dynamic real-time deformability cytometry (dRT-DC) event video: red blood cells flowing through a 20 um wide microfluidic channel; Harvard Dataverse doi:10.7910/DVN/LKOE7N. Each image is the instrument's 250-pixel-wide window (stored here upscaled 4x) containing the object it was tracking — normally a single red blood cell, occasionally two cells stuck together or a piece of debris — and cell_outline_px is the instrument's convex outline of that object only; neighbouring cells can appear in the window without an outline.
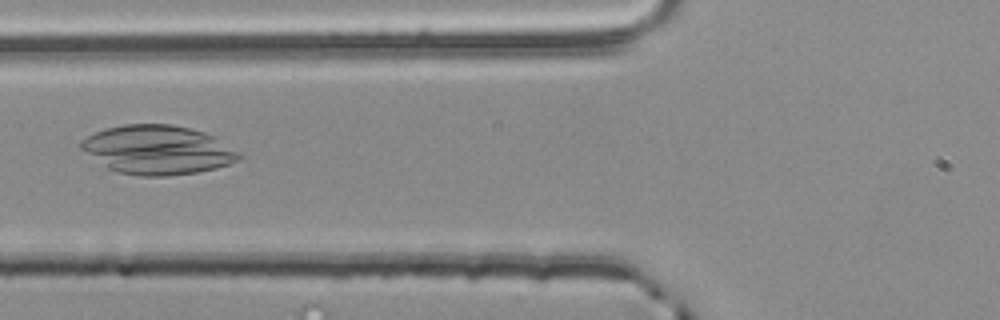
{"species": "common noctule bat (a hibernating species)", "species_latin": "Nyctalus noctula", "temperature_condition": "room temperature", "stored_images_in_passage": 55, "camera_frame_rate_fps": 3000, "um_per_image_px": 0.085, "animal": {"sex": "male", "body_mass_g": 20.4}, "frame": {"image": 1, "passage_image": 22, "time_ms": 7.0, "image_size_px": [1000, 320], "cell_outline_px": [[244, 156], [228, 164], [216, 168], [196, 172], [168, 176], [140, 176], [120, 172], [108, 168], [80, 148], [80, 140], [96, 132], [108, 128], [124, 124], [172, 124], [192, 128], [204, 132], [212, 136]], "centroid_in_image_um": [13.39, 12.73], "position_along_channel_um": 112.4, "area_um2": 44.56}}
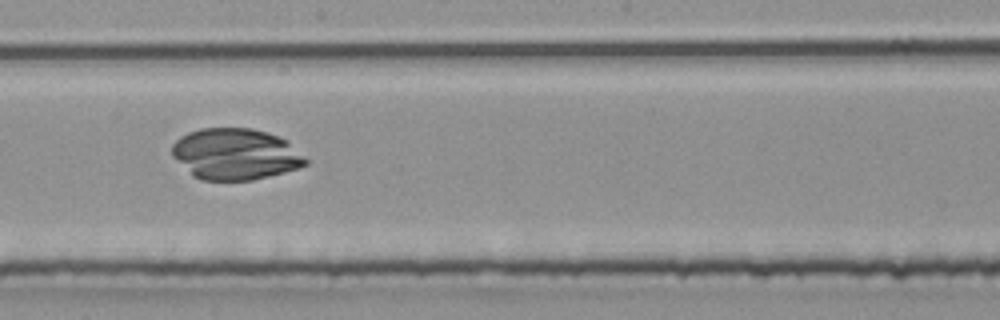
{"frame": {"image": 2, "passage_image": 31, "time_ms": 10.0, "image_size_px": [1000, 320], "cell_outline_px": [[308, 164], [300, 168], [252, 180], [200, 180], [192, 176], [172, 156], [172, 144], [180, 136], [188, 132], [200, 128], [252, 128], [268, 132], [280, 136], [288, 140], [308, 160]], "centroid_in_image_um": [20.02, 13.09], "position_along_channel_um": 228.2, "area_um2": 40.34}}
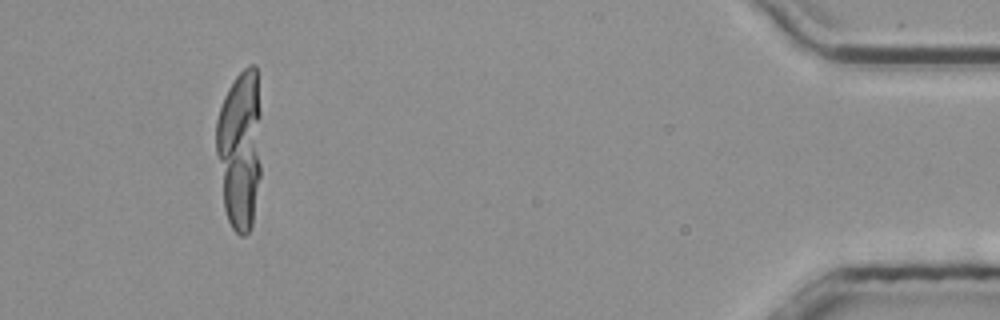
{"frame": {"image": 3, "passage_image": 51, "time_ms": 16.667, "image_size_px": [1000, 320], "cell_outline_px": [[260, 176], [252, 224], [248, 232], [244, 236], [240, 236], [232, 228], [228, 220], [224, 208], [216, 152], [216, 120], [224, 96], [228, 88], [236, 76], [248, 64], [256, 64], [260, 112]], "centroid_in_image_um": [20.38, 12.66], "position_along_channel_um": 414.8, "area_um2": 42.25}}